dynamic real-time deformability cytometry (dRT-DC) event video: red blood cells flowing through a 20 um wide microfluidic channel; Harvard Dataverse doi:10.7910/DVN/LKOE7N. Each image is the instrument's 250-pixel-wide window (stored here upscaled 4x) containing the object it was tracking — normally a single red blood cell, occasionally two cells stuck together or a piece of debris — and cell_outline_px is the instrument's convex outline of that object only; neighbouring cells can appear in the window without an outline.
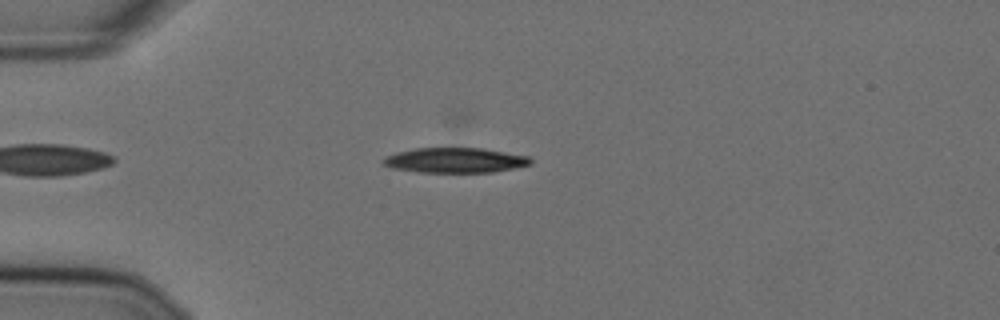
{"species": "Egyptian fruit bat (a non-hibernating species)", "species_latin": "Rousettus aegyptiacus", "temperature_condition": "cold", "stored_images_in_passage": 48, "camera_frame_rate_fps": 3000, "um_per_image_px": 0.085, "animal": {"sex": "female"}, "frame": {"image": 1, "passage_image": 7, "time_ms": 2.0, "image_size_px": [1000, 320], "cell_outline_px": [[532, 164], [516, 168], [492, 172], [420, 172], [392, 168], [380, 164], [380, 160], [384, 156], [396, 152], [416, 148], [480, 148], [528, 156], [532, 160]], "centroid_in_image_um": [38.62, 13.62], "position_along_channel_um": 46.4, "area_um2": 21.62}}
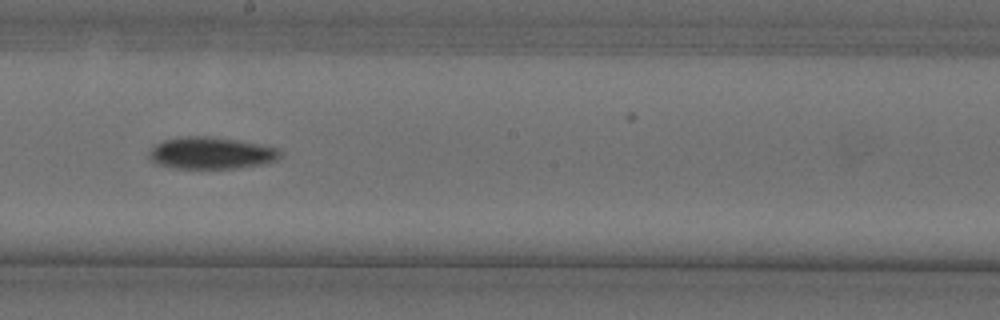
{"frame": {"image": 2, "passage_image": 24, "time_ms": 7.667, "image_size_px": [1000, 320], "cell_outline_px": [[280, 156], [276, 160], [264, 164], [236, 168], [172, 168], [152, 164], [148, 160], [148, 152], [156, 144], [164, 140], [188, 136], [204, 136], [236, 140], [260, 144], [276, 148], [280, 152]], "centroid_in_image_um": [17.87, 13.03], "position_along_channel_um": 230.3, "area_um2": 24.39}}
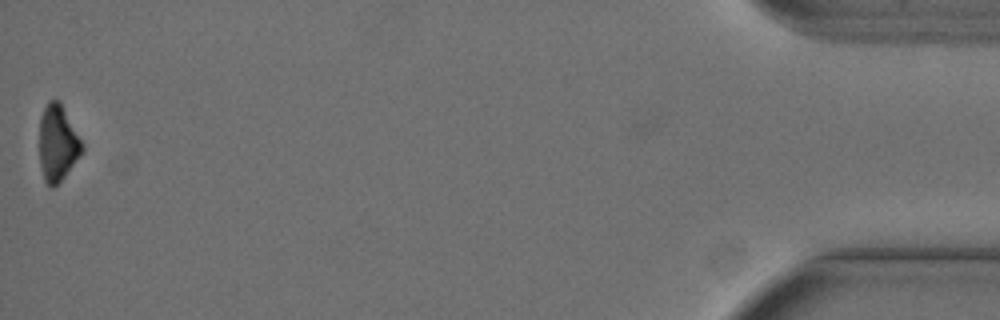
{"frame": {"image": 3, "passage_image": 48, "time_ms": 15.667, "image_size_px": [1000, 320], "cell_outline_px": [[84, 152], [64, 176], [52, 188], [44, 180], [40, 164], [40, 116], [48, 100], [60, 100], [84, 144]], "centroid_in_image_um": [4.92, 12.13], "position_along_channel_um": 430.3, "area_um2": 19.02}, "authors_computed_cell_mechanics": {"area_um2": 22.7732, "velocity_mm_per_s": 3.6296, "shape_relaxation_time_tau1_ms": 5.6288, "shape_relaxation_time_tau2_ms": null, "deformation_change_tau1": 0.1596, "deformation_change_tau2": null}}